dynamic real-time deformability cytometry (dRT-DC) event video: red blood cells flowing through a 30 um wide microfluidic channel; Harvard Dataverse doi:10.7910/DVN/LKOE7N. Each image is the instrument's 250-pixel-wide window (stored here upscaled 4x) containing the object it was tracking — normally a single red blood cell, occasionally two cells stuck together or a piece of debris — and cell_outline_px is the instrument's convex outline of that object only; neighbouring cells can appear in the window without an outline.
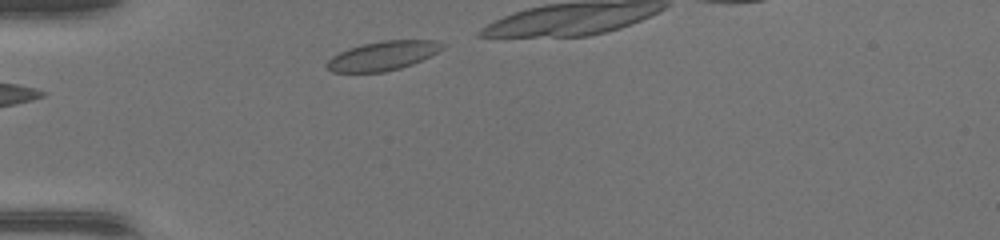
{"species": "common noctule bat (a hibernating species)", "species_latin": "Nyctalus noctula", "temperature_condition": "warm", "stored_images_in_passage": 9, "camera_frame_rate_fps": 3000, "um_per_image_px": 0.085, "animal": {"sex": "female", "body_mass_g": 17.0, "forearm_length_mm": 48.0}, "frame": {"image": 1, "passage_image": 1, "time_ms": 0.0, "image_size_px": [1000, 240], "cell_outline_px": [[440, 48], [436, 52], [412, 64], [400, 68], [384, 72], [332, 72], [324, 64], [332, 56], [340, 52], [364, 44], [388, 40], [432, 40]], "centroid_in_image_um": [32.43, 4.77], "position_along_channel_um": 52.6, "area_um2": 18.84}}
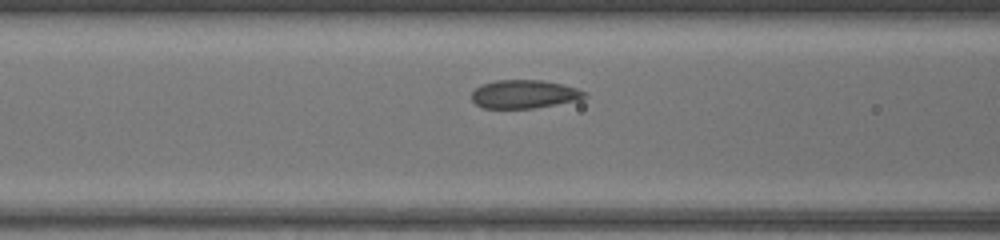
{"frame": {"image": 2, "passage_image": 7, "time_ms": 2.0, "image_size_px": [1000, 240], "cell_outline_px": [[584, 96], [576, 100], [532, 108], [484, 108], [476, 104], [472, 100], [472, 92], [476, 88], [484, 84], [496, 80], [540, 80], [560, 84], [576, 88], [584, 92]], "centroid_in_image_um": [44.49, 8.0], "position_along_channel_um": 122.1, "area_um2": 18.15}}